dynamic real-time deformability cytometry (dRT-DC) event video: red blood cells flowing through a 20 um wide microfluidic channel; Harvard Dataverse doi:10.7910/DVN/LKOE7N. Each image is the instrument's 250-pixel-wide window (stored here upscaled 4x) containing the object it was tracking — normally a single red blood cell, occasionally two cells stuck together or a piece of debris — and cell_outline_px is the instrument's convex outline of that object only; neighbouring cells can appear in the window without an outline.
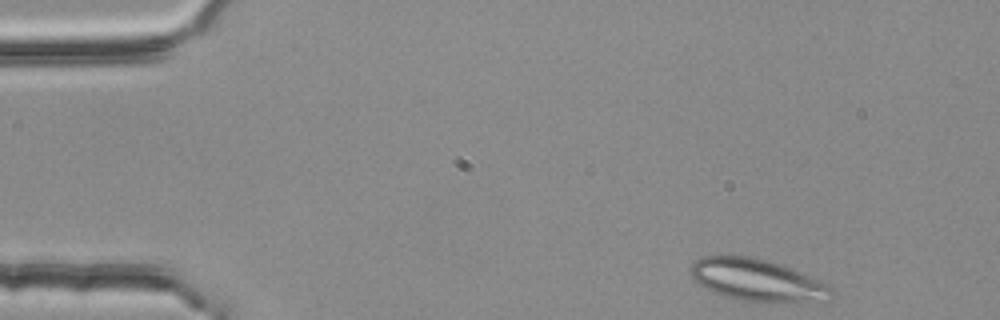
{"species": "common noctule bat (a hibernating species)", "species_latin": "Nyctalus noctula", "temperature_condition": "room temperature", "stored_images_in_passage": 45, "segment_of_instrument_passage": [1, 2], "camera_frame_rate_fps": 3000, "um_per_image_px": 0.085, "animal": {"sex": "female", "body_mass_g": 25.1}, "frame": {"image": 1, "passage_image": 1, "time_ms": 0.0, "image_size_px": [1000, 320], "cell_outline_px": [[836, 296], [828, 300], [764, 304], [724, 296], [704, 288], [692, 280], [688, 268], [692, 260], [700, 256], [732, 252], [752, 256], [768, 260], [780, 264], [824, 284], [832, 288], [836, 292]], "centroid_in_image_um": [64.24, 23.78], "position_along_channel_um": 20.8, "area_um2": 35.78}}